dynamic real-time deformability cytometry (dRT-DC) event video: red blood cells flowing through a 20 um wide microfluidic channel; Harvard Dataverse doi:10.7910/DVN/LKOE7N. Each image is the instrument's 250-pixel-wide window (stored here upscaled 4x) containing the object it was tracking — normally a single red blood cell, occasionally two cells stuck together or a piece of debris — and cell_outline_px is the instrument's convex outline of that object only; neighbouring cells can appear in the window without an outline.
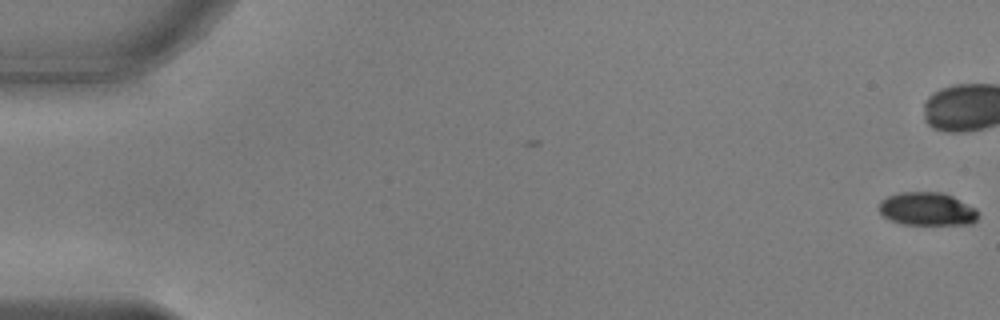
{"species": "common noctule bat (a hibernating species)", "species_latin": "Nyctalus noctula", "temperature_condition": "warm", "stored_images_in_passage": 14, "camera_frame_rate_fps": 3000, "um_per_image_px": 0.085, "animal": {"sex": "male", "body_mass_g": 17.9, "forearm_length_mm": 54.2}, "frame": {"image": 1, "passage_image": 1, "time_ms": 0.0, "image_size_px": [1000, 320], "cell_outline_px": [[976, 220], [972, 224], [900, 224], [888, 220], [880, 212], [880, 200], [888, 196], [900, 192], [944, 192], [976, 208]], "centroid_in_image_um": [78.78, 17.76], "position_along_channel_um": 6.2, "area_um2": 19.13}}